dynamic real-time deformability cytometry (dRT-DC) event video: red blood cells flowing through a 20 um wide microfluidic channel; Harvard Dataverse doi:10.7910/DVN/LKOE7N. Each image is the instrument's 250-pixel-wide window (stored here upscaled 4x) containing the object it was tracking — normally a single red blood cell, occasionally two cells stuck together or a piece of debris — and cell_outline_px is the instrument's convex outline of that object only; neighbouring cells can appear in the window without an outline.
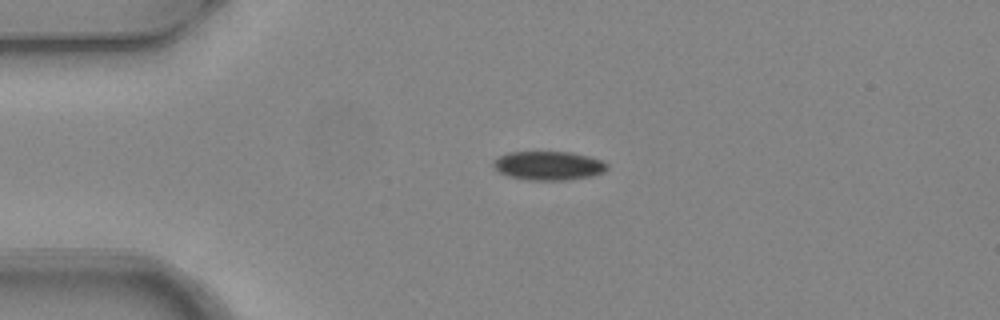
{"species": "common noctule bat (a hibernating species)", "species_latin": "Nyctalus noctula", "temperature_condition": "warm", "stored_images_in_passage": 2, "camera_frame_rate_fps": 3000, "um_per_image_px": 0.085, "animal": {"sex": "female", "body_mass_g": 24.6, "forearm_length_mm": 56.2}, "frame": {"image": 1, "passage_image": 1, "time_ms": 0.0, "image_size_px": [1000, 320], "cell_outline_px": [[608, 168], [604, 172], [592, 176], [568, 180], [528, 180], [508, 176], [500, 172], [492, 164], [492, 160], [508, 152], [572, 152], [588, 156], [600, 160], [608, 164]], "centroid_in_image_um": [46.63, 14.08], "position_along_channel_um": 38.4, "area_um2": 19.19}}